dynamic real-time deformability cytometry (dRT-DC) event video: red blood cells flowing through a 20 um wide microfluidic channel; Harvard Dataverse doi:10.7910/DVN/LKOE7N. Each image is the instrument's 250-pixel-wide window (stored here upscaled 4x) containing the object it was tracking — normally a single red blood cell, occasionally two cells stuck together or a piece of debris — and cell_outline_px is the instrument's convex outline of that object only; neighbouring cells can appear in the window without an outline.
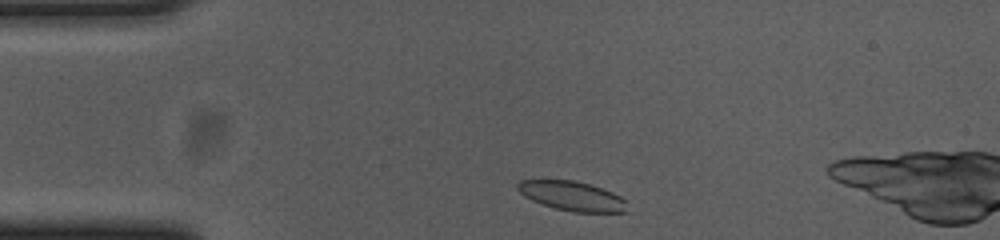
{"species": "common noctule bat (a hibernating species)", "species_latin": "Nyctalus noctula", "temperature_condition": "cold", "stored_images_in_passage": 6, "camera_frame_rate_fps": 3000, "um_per_image_px": 0.085, "animal": {"sex": "female", "body_mass_g": 23.0, "forearm_length_mm": 53.4}, "frame": {"image": 1, "passage_image": 2, "time_ms": 0.333, "image_size_px": [1000, 240], "cell_outline_px": [[628, 212], [572, 212], [556, 208], [532, 200], [524, 196], [516, 188], [516, 184], [520, 180], [572, 180], [588, 184], [612, 192], [620, 196], [624, 200]], "centroid_in_image_um": [48.61, 16.66], "position_along_channel_um": 36.4, "area_um2": 18.55}}